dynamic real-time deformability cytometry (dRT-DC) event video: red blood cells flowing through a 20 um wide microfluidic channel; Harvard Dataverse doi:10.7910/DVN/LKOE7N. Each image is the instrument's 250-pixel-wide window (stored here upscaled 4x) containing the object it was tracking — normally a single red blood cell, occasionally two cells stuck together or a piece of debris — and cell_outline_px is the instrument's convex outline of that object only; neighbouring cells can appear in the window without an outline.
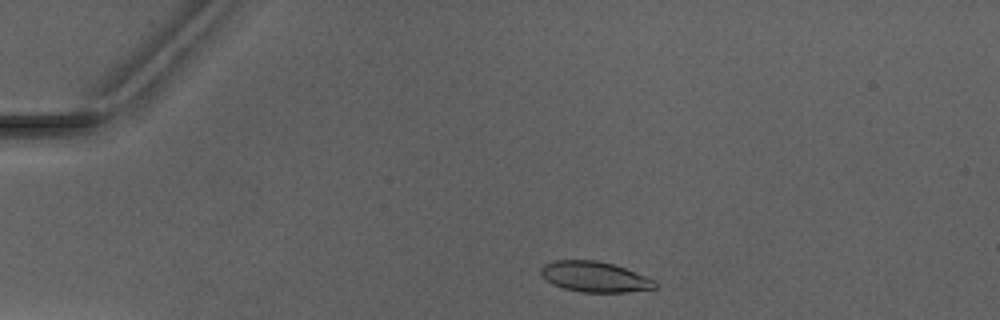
{"species": "Egyptian fruit bat (a non-hibernating species)", "species_latin": "Rousettus aegyptiacus", "temperature_condition": "warm", "stored_images_in_passage": 3, "camera_frame_rate_fps": 3000, "um_per_image_px": 0.085, "animal": {"sex": "male"}, "frame": {"image": 1, "passage_image": 1, "time_ms": 0.0, "image_size_px": [1000, 320], "cell_outline_px": [[656, 288], [624, 292], [580, 292], [564, 288], [552, 284], [540, 272], [540, 268], [544, 264], [556, 260], [596, 260], [612, 264], [624, 268], [656, 280]], "centroid_in_image_um": [50.54, 23.52], "position_along_channel_um": 34.5, "area_um2": 20.06}}